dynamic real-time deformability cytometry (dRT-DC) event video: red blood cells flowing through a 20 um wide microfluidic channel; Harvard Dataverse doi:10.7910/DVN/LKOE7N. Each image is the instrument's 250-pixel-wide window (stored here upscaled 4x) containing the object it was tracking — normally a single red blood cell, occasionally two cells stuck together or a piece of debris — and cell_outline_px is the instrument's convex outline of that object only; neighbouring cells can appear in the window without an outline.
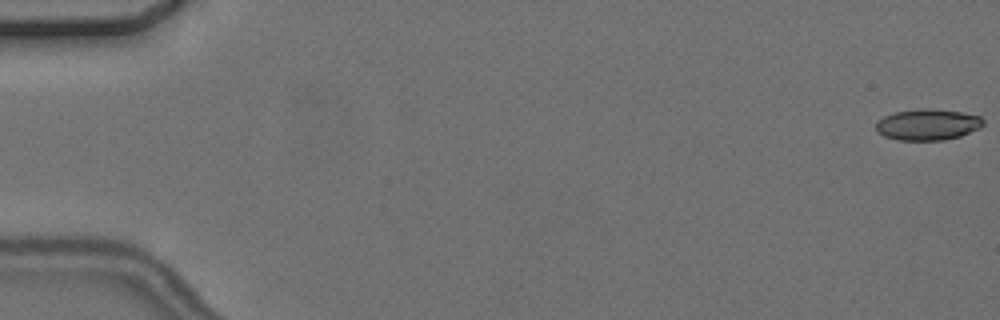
{"species": "common noctule bat (a hibernating species)", "species_latin": "Nyctalus noctula", "temperature_condition": "cold", "stored_images_in_passage": 7, "camera_frame_rate_fps": 3000, "um_per_image_px": 0.085, "animal": {"sex": "female", "body_mass_g": 24.6, "forearm_length_mm": 56.2}, "frame": {"image": 1, "passage_image": 1, "time_ms": 0.0, "image_size_px": [1000, 320], "cell_outline_px": [[984, 124], [980, 128], [960, 136], [944, 140], [896, 140], [884, 136], [876, 132], [876, 120], [884, 116], [896, 112], [924, 108], [928, 108], [960, 112], [980, 116], [984, 120]], "centroid_in_image_um": [78.83, 10.59], "position_along_channel_um": 6.2, "area_um2": 19.54}}
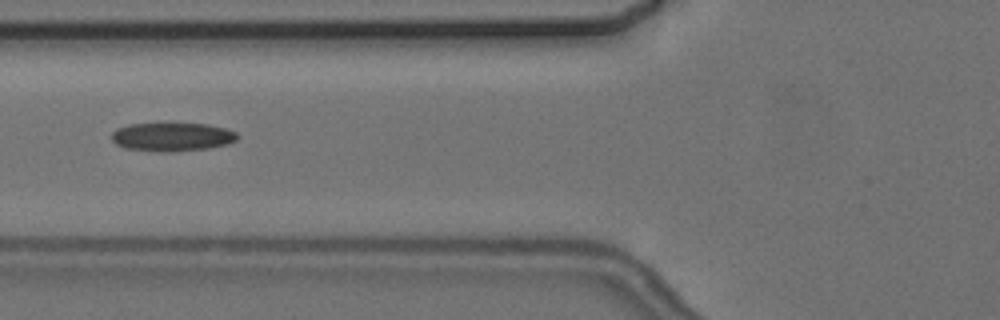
{"frame": {"image": 2, "passage_image": 7, "time_ms": 7.333, "image_size_px": [1000, 320], "cell_outline_px": [[240, 136], [236, 140], [228, 144], [208, 148], [172, 152], [156, 152], [124, 148], [116, 144], [112, 140], [112, 132], [116, 128], [128, 124], [208, 124], [224, 128], [236, 132]], "centroid_in_image_um": [14.62, 11.65], "position_along_channel_um": 111.2, "area_um2": 21.04}}